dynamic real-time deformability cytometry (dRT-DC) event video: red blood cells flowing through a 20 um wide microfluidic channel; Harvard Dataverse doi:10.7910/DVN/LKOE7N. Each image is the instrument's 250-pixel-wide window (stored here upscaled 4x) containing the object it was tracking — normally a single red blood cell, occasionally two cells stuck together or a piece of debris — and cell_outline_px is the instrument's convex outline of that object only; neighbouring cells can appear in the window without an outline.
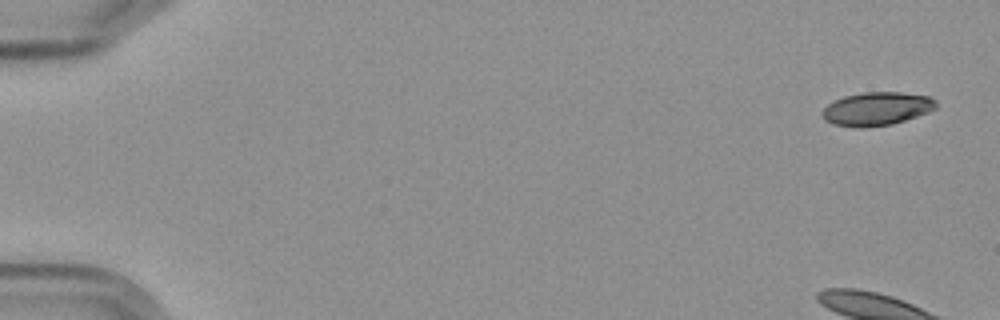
{"species": "Egyptian fruit bat (a non-hibernating species)", "species_latin": "Rousettus aegyptiacus", "temperature_condition": "cold", "stored_images_in_passage": 4, "camera_frame_rate_fps": 3000, "um_per_image_px": 0.085, "frame": {"image": 1, "passage_image": 1, "time_ms": 0.0, "image_size_px": [1000, 320], "cell_outline_px": [[936, 108], [928, 112], [892, 124], [832, 124], [824, 120], [820, 116], [820, 112], [828, 104], [844, 96], [864, 92], [900, 92], [928, 96], [936, 100]], "centroid_in_image_um": [74.53, 9.19], "position_along_channel_um": 10.5, "area_um2": 21.27}}